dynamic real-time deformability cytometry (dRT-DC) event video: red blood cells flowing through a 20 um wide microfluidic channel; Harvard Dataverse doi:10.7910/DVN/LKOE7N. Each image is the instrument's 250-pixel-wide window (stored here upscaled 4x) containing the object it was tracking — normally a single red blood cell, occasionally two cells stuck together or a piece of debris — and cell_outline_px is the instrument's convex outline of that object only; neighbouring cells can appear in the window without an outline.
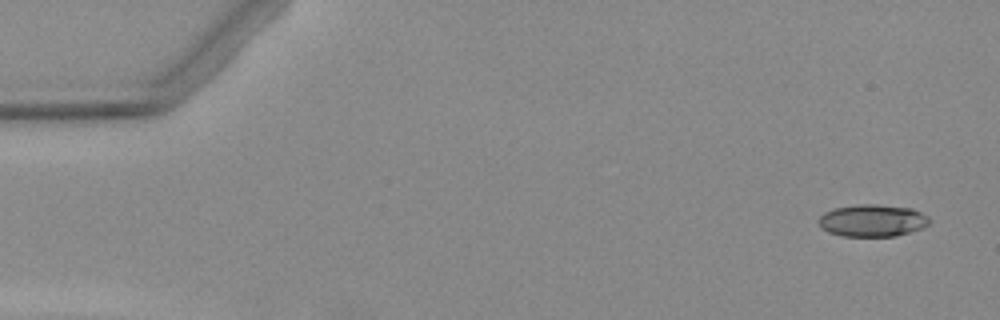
{"species": "Egyptian fruit bat (a non-hibernating species)", "species_latin": "Rousettus aegyptiacus", "temperature_condition": "warm", "stored_images_in_passage": 4, "camera_frame_rate_fps": 3000, "um_per_image_px": 0.085, "animal": {"sex": "female"}, "frame": {"image": 1, "passage_image": 1, "time_ms": 0.0, "image_size_px": [1000, 320], "cell_outline_px": [[932, 220], [928, 224], [920, 228], [896, 236], [844, 236], [828, 232], [820, 228], [816, 220], [824, 212], [832, 208], [856, 204], [876, 204], [912, 208], [928, 216]], "centroid_in_image_um": [74.1, 18.73], "position_along_channel_um": 10.9, "area_um2": 20.98}}
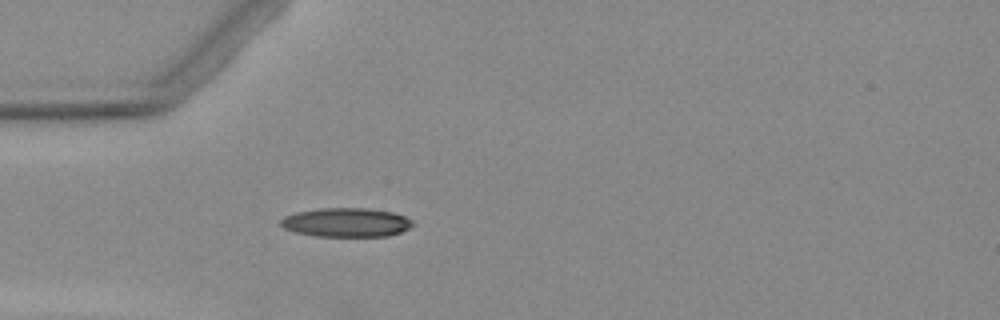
{"frame": {"image": 2, "passage_image": 4, "time_ms": 4.333, "image_size_px": [1000, 320], "cell_outline_px": [[416, 224], [400, 232], [388, 236], [316, 236], [296, 232], [284, 228], [280, 224], [280, 220], [284, 216], [296, 212], [320, 208], [368, 208], [392, 212], [404, 216], [412, 220]], "centroid_in_image_um": [29.44, 18.9], "position_along_channel_um": 55.6, "area_um2": 22.31}}